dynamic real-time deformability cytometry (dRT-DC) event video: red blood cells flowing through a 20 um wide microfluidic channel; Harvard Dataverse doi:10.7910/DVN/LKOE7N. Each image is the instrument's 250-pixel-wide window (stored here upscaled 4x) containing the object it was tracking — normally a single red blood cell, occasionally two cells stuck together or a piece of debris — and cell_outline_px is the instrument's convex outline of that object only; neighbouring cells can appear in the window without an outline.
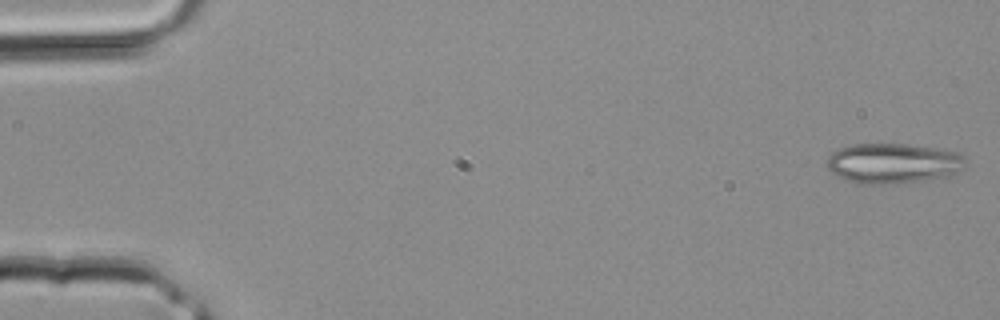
{"species": "common noctule bat (a hibernating species)", "species_latin": "Nyctalus noctula", "temperature_condition": "room temperature", "stored_images_in_passage": 13, "camera_frame_rate_fps": 3000, "um_per_image_px": 0.085, "animal": {"sex": "male", "body_mass_g": 20.4}, "frame": {"image": 1, "passage_image": 1, "time_ms": 0.0, "image_size_px": [1000, 320], "cell_outline_px": [[968, 164], [960, 172], [948, 176], [924, 180], [892, 184], [856, 184], [832, 172], [828, 168], [828, 156], [832, 152], [840, 148], [852, 144], [908, 144], [956, 152], [964, 156], [968, 160]], "centroid_in_image_um": [75.96, 13.89], "position_along_channel_um": 9.0, "area_um2": 32.54}}